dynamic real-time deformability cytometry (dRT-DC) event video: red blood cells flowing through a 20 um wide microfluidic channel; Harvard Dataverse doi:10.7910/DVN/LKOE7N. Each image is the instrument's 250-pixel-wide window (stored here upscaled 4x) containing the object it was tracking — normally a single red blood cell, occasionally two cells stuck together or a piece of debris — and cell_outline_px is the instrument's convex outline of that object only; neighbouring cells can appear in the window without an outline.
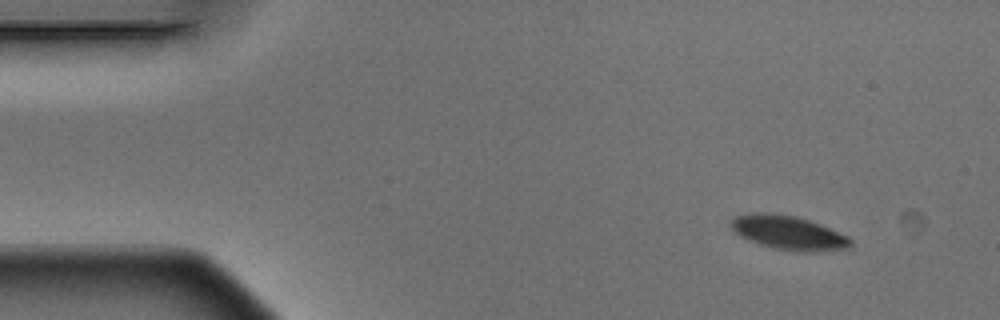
{"species": "Egyptian fruit bat (a non-hibernating species)", "species_latin": "Rousettus aegyptiacus", "temperature_condition": "warm", "stored_images_in_passage": 5, "camera_frame_rate_fps": 3000, "um_per_image_px": 0.085, "animal": {"sex": "male"}, "frame": {"image": 1, "passage_image": 1, "time_ms": 0.0, "image_size_px": [1000, 320], "cell_outline_px": [[852, 244], [848, 248], [816, 252], [800, 252], [772, 248], [760, 244], [740, 236], [728, 224], [732, 216], [752, 212], [768, 212], [796, 216], [820, 224], [848, 236], [852, 240]], "centroid_in_image_um": [66.99, 19.77], "position_along_channel_um": 18.0, "area_um2": 23.93}}
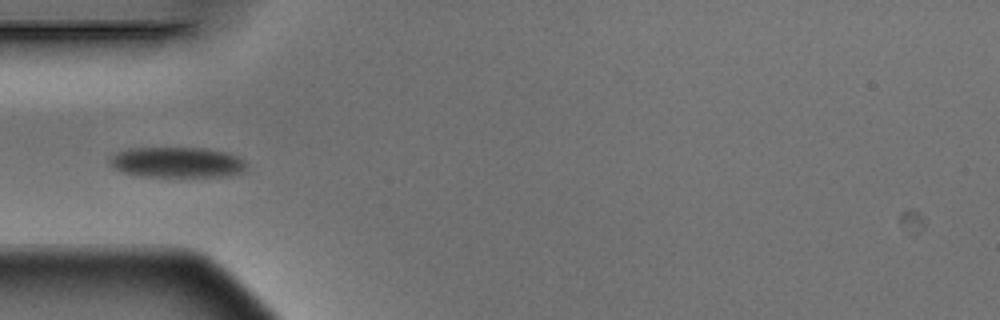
{"frame": {"image": 2, "passage_image": 4, "time_ms": 1.0, "image_size_px": [1000, 320], "cell_outline_px": [[248, 168], [244, 172], [228, 176], [132, 176], [120, 172], [112, 168], [108, 164], [108, 156], [116, 152], [128, 148], [208, 148], [228, 152], [244, 160]], "centroid_in_image_um": [14.99, 13.8], "position_along_channel_um": 70.0, "area_um2": 24.91}}
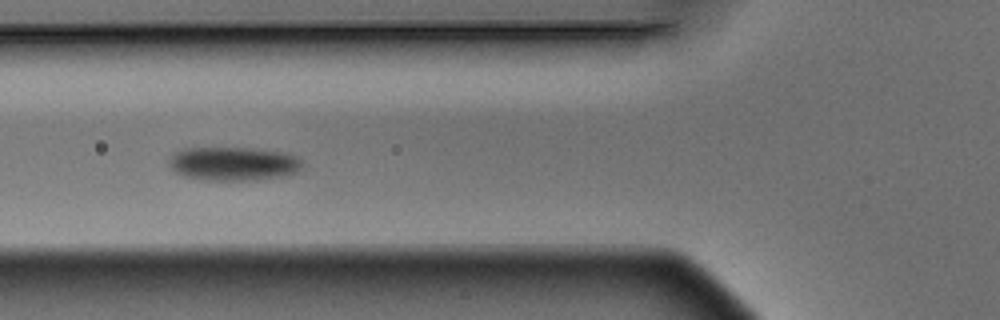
{"frame": {"image": 3, "passage_image": 5, "time_ms": 1.333, "image_size_px": [1000, 320], "cell_outline_px": [[304, 164], [296, 172], [256, 180], [204, 180], [184, 176], [176, 172], [172, 168], [168, 160], [172, 152], [184, 148], [252, 148], [288, 152], [296, 156]], "centroid_in_image_um": [19.81, 13.9], "position_along_channel_um": 106.0, "area_um2": 26.24}}